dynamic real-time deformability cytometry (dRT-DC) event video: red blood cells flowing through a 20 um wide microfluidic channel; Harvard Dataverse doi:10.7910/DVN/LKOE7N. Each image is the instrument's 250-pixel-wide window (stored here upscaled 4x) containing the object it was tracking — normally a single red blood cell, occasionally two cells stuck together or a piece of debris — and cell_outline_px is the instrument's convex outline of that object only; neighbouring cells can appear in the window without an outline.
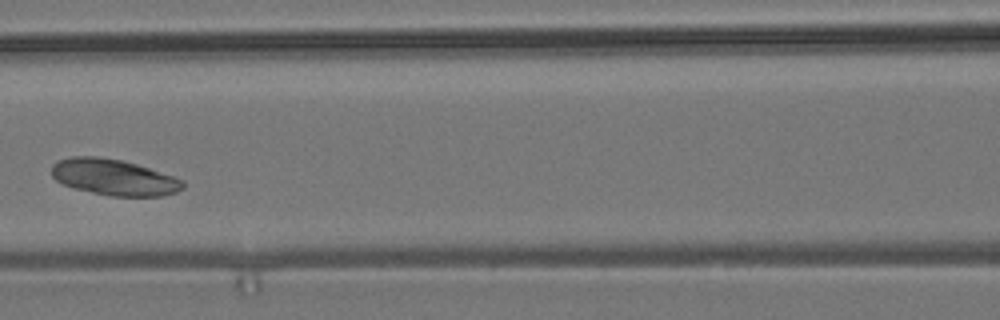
{"species": "common noctule bat (a hibernating species)", "species_latin": "Nyctalus noctula", "temperature_condition": "room temperature", "stored_images_in_passage": 6, "camera_frame_rate_fps": 3000, "um_per_image_px": 0.085, "animal": {"sex": "male", "body_mass_g": 19.2, "forearm_length_mm": 51.8}, "frame": {"image": 1, "passage_image": 6, "time_ms": 6.0, "image_size_px": [1000, 320], "cell_outline_px": [[184, 188], [176, 192], [160, 196], [108, 196], [76, 188], [64, 184], [56, 180], [52, 176], [52, 164], [56, 160], [72, 156], [96, 156], [120, 160], [136, 164], [184, 180]], "centroid_in_image_um": [9.66, 15.06], "position_along_channel_um": 156.9, "area_um2": 27.46}}